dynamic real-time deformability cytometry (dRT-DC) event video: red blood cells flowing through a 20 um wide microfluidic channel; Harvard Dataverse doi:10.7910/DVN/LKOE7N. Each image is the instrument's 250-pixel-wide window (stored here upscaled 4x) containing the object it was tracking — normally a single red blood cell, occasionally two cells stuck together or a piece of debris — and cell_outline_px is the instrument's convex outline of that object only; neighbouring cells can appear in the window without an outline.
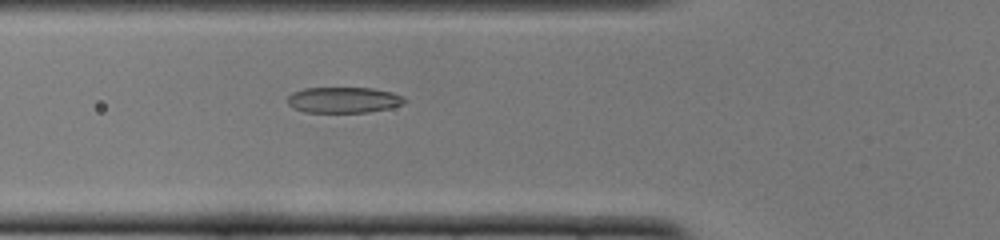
{"species": "common noctule bat (a hibernating species)", "species_latin": "Nyctalus noctula", "temperature_condition": "cold", "stored_images_in_passage": 52, "camera_frame_rate_fps": 3000, "um_per_image_px": 0.085, "animal": {"sex": "female", "body_mass_g": 22.0, "forearm_length_mm": 56.7}, "frame": {"image": 1, "passage_image": 19, "time_ms": 6.0, "image_size_px": [1000, 240], "cell_outline_px": [[408, 100], [404, 104], [388, 108], [368, 112], [304, 112], [292, 108], [288, 104], [288, 96], [292, 92], [304, 88], [372, 88], [392, 92], [404, 96]], "centroid_in_image_um": [29.22, 8.49], "position_along_channel_um": 96.6, "area_um2": 17.74}}
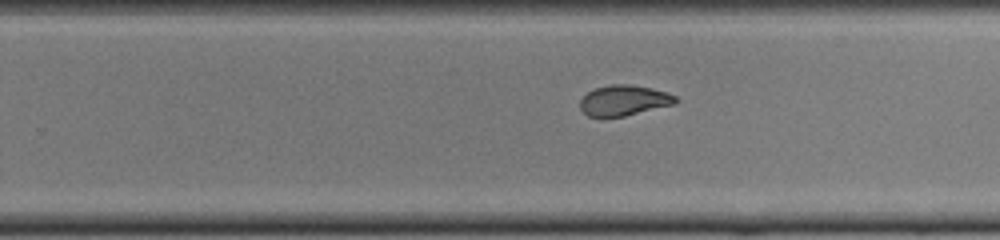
{"frame": {"image": 2, "passage_image": 33, "time_ms": 10.667, "image_size_px": [1000, 240], "cell_outline_px": [[680, 100], [676, 104], [624, 116], [588, 116], [580, 108], [580, 100], [588, 92], [596, 88], [612, 84], [628, 84], [652, 88], [668, 92], [676, 96]], "centroid_in_image_um": [53.09, 8.52], "position_along_channel_um": 276.7, "area_um2": 16.94}}
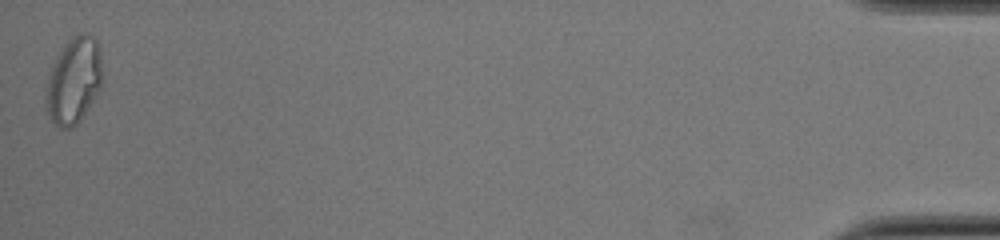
{"frame": {"image": 3, "passage_image": 52, "time_ms": 17.0, "image_size_px": [1000, 240], "cell_outline_px": [[104, 84], [80, 120], [72, 128], [60, 128], [52, 120], [44, 104], [44, 96], [48, 76], [52, 64], [56, 56], [64, 44], [72, 36], [80, 32], [88, 32], [96, 40], [100, 48], [104, 76]], "centroid_in_image_um": [6.3, 6.81], "position_along_channel_um": 428.9, "area_um2": 29.19}, "authors_computed_cell_mechanics": {"area_um2": 18.4093, "velocity_mm_per_s": 3.8694, "shape_relaxation_time_tau1_ms": 10.6965, "shape_relaxation_time_tau2_ms": 1.8137, "deformation_change_tau1": 0.2908, "deformation_change_tau2": 0.071}}